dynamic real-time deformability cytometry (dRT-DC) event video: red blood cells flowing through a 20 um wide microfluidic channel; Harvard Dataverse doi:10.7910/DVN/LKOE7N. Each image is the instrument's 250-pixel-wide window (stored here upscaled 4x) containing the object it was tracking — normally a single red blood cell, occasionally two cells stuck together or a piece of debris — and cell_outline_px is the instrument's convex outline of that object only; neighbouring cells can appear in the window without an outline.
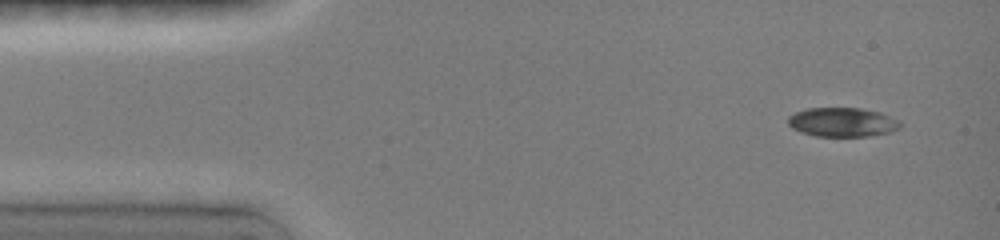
{"species": "common noctule bat (a hibernating species)", "species_latin": "Nyctalus noctula", "temperature_condition": "room temperature", "stored_images_in_passage": 4, "camera_frame_rate_fps": 3000, "um_per_image_px": 0.085, "animal": {"sex": "female", "body_mass_g": 19.0, "forearm_length_mm": 51.5}, "frame": {"image": 1, "passage_image": 1, "time_ms": 0.0, "image_size_px": [1000, 240], "cell_outline_px": [[900, 128], [892, 132], [868, 136], [816, 136], [800, 132], [792, 128], [788, 124], [788, 116], [796, 112], [808, 108], [860, 108], [880, 112], [900, 120]], "centroid_in_image_um": [71.61, 10.38], "position_along_channel_um": 13.4, "area_um2": 19.13}}
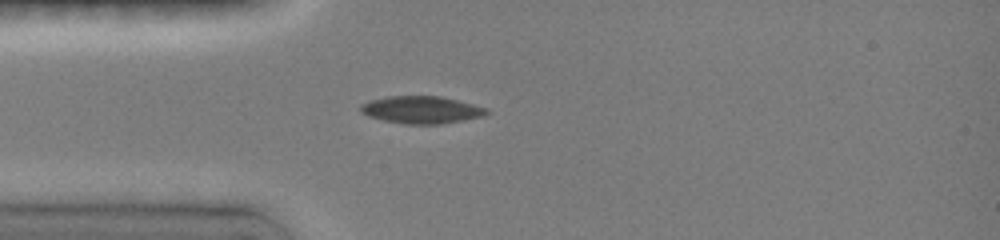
{"frame": {"image": 2, "passage_image": 4, "time_ms": 3.0, "image_size_px": [1000, 240], "cell_outline_px": [[492, 112], [484, 116], [440, 124], [404, 124], [384, 120], [368, 116], [360, 112], [360, 104], [368, 100], [388, 96], [440, 96], [488, 108]], "centroid_in_image_um": [35.81, 9.33], "position_along_channel_um": 49.2, "area_um2": 20.17}}